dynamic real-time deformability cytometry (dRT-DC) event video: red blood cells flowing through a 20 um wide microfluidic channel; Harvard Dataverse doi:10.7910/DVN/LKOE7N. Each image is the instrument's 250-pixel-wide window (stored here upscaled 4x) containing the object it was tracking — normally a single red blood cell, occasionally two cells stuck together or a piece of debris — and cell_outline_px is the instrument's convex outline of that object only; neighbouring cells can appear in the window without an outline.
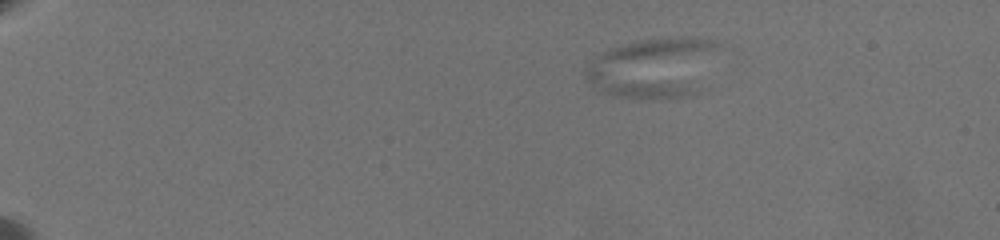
{"species": "common noctule bat (a hibernating species)", "species_latin": "Nyctalus noctula", "temperature_condition": "warm", "stored_images_in_passage": 13, "camera_frame_rate_fps": 3000, "um_per_image_px": 0.085, "animal": {"sex": "female", "body_mass_g": 19.5, "forearm_length_mm": 54.1}, "frame": {"image": 1, "passage_image": 5, "time_ms": 4.333, "image_size_px": [1000, 240], "cell_outline_px": [[716, 44], [696, 92], [688, 96], [616, 96], [604, 92], [588, 80], [588, 68], [604, 52], [612, 48], [644, 40], [668, 36], [688, 36], [716, 40]], "centroid_in_image_um": [55.54, 5.7], "position_along_channel_um": 29.5, "area_um2": 43.81}}